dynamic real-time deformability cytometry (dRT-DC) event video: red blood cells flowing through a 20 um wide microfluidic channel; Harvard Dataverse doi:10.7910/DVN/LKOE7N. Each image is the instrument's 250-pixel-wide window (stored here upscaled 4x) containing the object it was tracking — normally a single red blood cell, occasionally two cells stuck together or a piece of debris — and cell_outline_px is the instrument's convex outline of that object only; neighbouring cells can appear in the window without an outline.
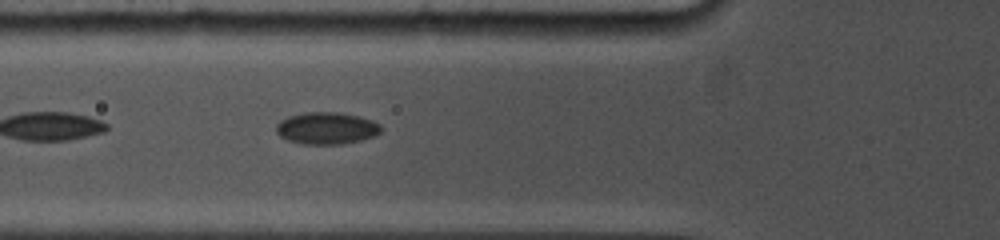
{"species": "common noctule bat (a hibernating species)", "species_latin": "Nyctalus noctula", "temperature_condition": "cold", "stored_images_in_passage": 19, "camera_frame_rate_fps": 5000, "um_per_image_px": 0.085, "animal": {"sex": "female", "body_mass_g": 19.0, "forearm_length_mm": 53.3}, "frame": {"image": 1, "passage_image": 9, "time_ms": 1.4, "image_size_px": [1000, 240], "cell_outline_px": [[384, 128], [376, 136], [360, 140], [340, 144], [304, 144], [288, 140], [280, 136], [276, 132], [276, 124], [280, 120], [288, 116], [304, 112], [340, 112], [360, 116], [372, 120], [380, 124]], "centroid_in_image_um": [27.78, 10.88], "position_along_channel_um": 98.0, "area_um2": 19.77}}